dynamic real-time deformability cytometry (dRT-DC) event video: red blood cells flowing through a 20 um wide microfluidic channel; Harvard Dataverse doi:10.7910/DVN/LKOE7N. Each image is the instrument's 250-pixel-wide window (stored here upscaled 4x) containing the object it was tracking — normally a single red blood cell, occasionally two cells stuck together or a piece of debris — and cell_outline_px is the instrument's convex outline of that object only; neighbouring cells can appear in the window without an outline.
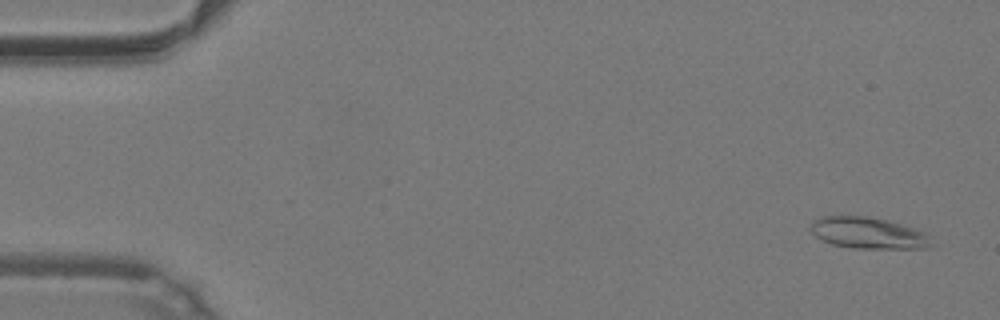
{"species": "common noctule bat (a hibernating species)", "species_latin": "Nyctalus noctula", "temperature_condition": "warm", "stored_images_in_passage": 48, "camera_frame_rate_fps": 3000, "um_per_image_px": 0.085, "animal": {"sex": "male", "body_mass_g": 19.2, "forearm_length_mm": 51.8}, "frame": {"image": 1, "passage_image": 2, "time_ms": 0.333, "image_size_px": [1000, 320], "cell_outline_px": [[932, 236], [928, 248], [852, 248], [832, 244], [816, 236], [812, 232], [812, 220], [824, 216], [864, 216], [884, 220], [900, 224], [924, 232]], "centroid_in_image_um": [73.8, 19.81], "position_along_channel_um": 11.2, "area_um2": 21.68}}
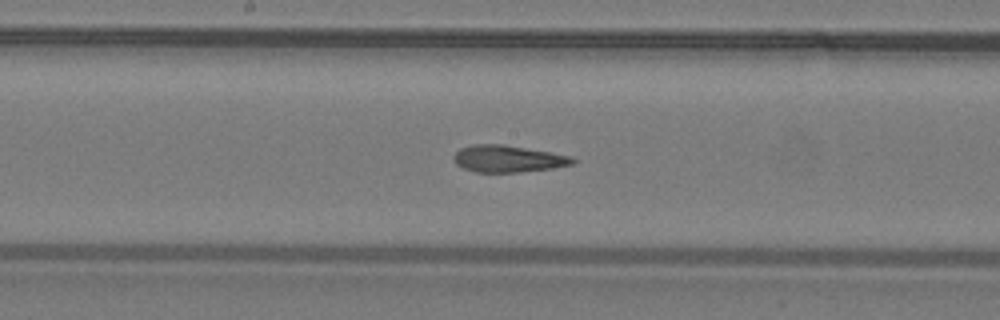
{"frame": {"image": 2, "passage_image": 25, "time_ms": 8.0, "image_size_px": [1000, 320], "cell_outline_px": [[576, 160], [572, 164], [552, 168], [520, 172], [476, 172], [464, 168], [456, 164], [452, 156], [460, 148], [472, 144], [504, 144], [572, 156]], "centroid_in_image_um": [43.15, 13.49], "position_along_channel_um": 205.0, "area_um2": 18.61}}
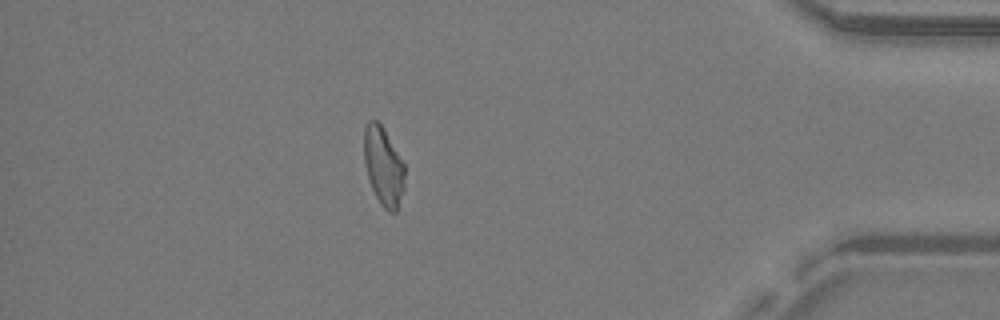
{"frame": {"image": 3, "passage_image": 42, "time_ms": 13.667, "image_size_px": [1000, 320], "cell_outline_px": [[404, 188], [396, 212], [388, 212], [380, 204], [372, 188], [368, 176], [364, 160], [364, 128], [368, 120], [376, 120], [384, 128], [404, 164]], "centroid_in_image_um": [32.59, 14.13], "position_along_channel_um": 402.6, "area_um2": 18.5}, "authors_computed_cell_mechanics": {"area_um2": 19.6231, "velocity_mm_per_s": 4.2661, "shape_relaxation_time_tau1_ms": null, "shape_relaxation_time_tau2_ms": 4.8939, "deformation_change_tau1": null, "deformation_change_tau2": 0.1036}}